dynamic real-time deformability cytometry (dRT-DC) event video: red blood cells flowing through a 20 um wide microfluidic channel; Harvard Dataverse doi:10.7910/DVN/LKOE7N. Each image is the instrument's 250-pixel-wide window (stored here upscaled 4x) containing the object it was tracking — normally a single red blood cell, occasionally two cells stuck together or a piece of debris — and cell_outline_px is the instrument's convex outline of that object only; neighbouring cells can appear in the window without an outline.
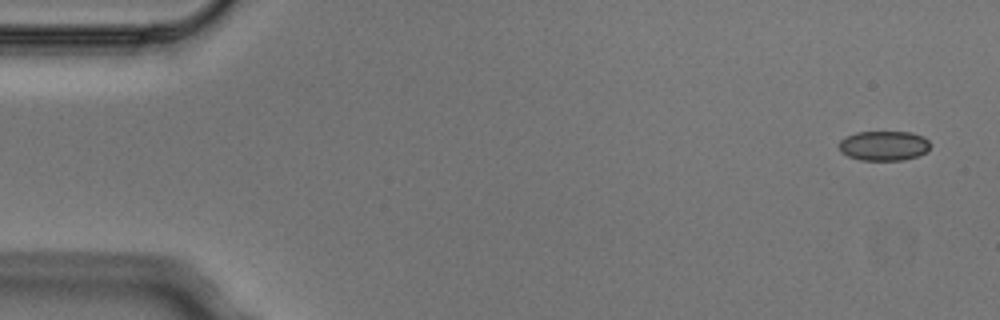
{"species": "Egyptian fruit bat (a non-hibernating species)", "species_latin": "Rousettus aegyptiacus", "temperature_condition": "cold", "stored_images_in_passage": 7, "camera_frame_rate_fps": 3000, "um_per_image_px": 0.085, "animal": {"sex": "male"}, "frame": {"image": 1, "passage_image": 1, "time_ms": 0.0, "image_size_px": [1000, 320], "cell_outline_px": [[928, 152], [904, 160], [860, 160], [848, 156], [840, 152], [840, 140], [856, 132], [912, 132], [924, 136], [928, 140]], "centroid_in_image_um": [75.13, 12.39], "position_along_channel_um": 9.9, "area_um2": 15.78}}
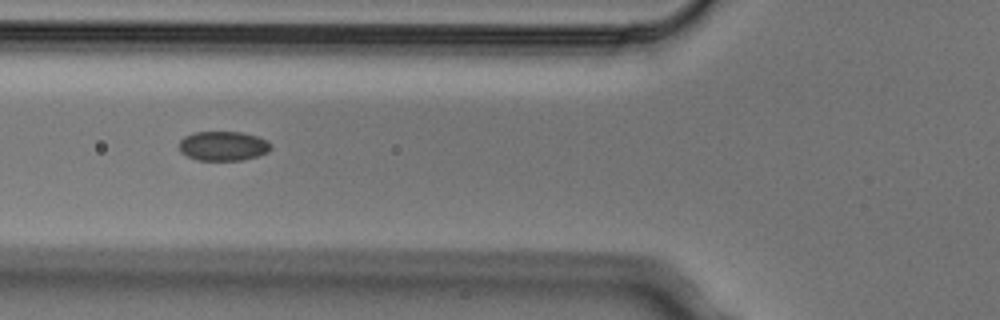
{"frame": {"image": 2, "passage_image": 5, "time_ms": 1.333, "image_size_px": [1000, 320], "cell_outline_px": [[272, 148], [268, 152], [244, 160], [196, 160], [180, 152], [180, 140], [184, 136], [192, 132], [240, 132], [256, 136], [268, 140], [272, 144]], "centroid_in_image_um": [18.98, 12.4], "position_along_channel_um": 106.8, "area_um2": 15.84}}
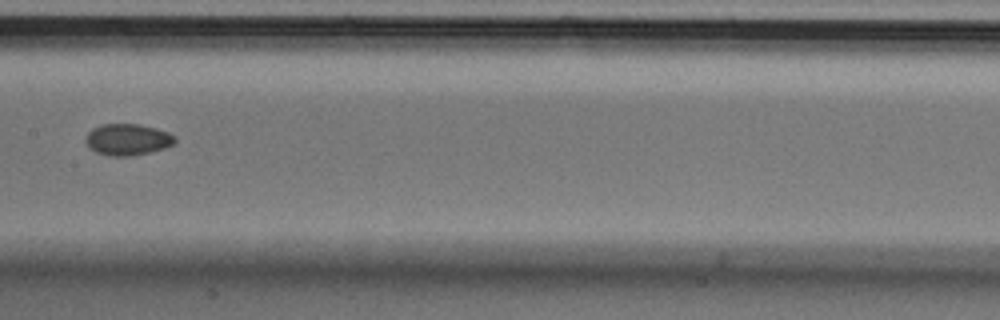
{"frame": {"image": 3, "passage_image": 7, "time_ms": 2.0, "image_size_px": [1000, 320], "cell_outline_px": [[176, 140], [172, 144], [164, 148], [152, 152], [132, 156], [108, 156], [96, 152], [88, 148], [84, 140], [84, 136], [92, 128], [100, 124], [140, 124], [156, 128], [168, 132], [176, 136]], "centroid_in_image_um": [10.81, 11.86], "position_along_channel_um": 196.6, "area_um2": 16.7}}